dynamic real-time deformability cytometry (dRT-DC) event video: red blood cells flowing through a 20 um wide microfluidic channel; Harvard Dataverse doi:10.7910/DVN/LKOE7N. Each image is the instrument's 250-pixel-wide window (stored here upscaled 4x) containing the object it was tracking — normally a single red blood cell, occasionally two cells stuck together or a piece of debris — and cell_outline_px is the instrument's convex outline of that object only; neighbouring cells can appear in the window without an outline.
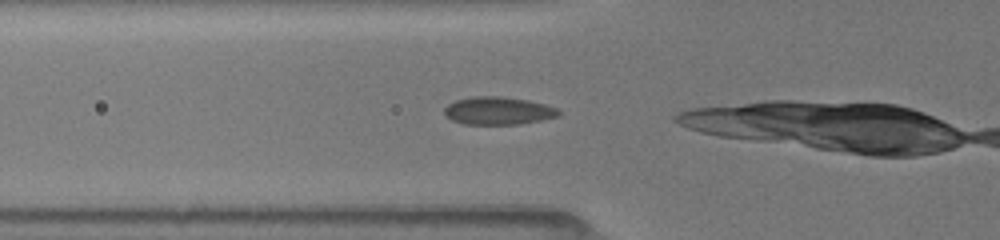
{"species": "common noctule bat (a hibernating species)", "species_latin": "Nyctalus noctula", "temperature_condition": "room temperature", "stored_images_in_passage": 3, "camera_frame_rate_fps": 3000, "um_per_image_px": 0.085, "animal": {"sex": "female", "body_mass_g": 19.5, "forearm_length_mm": 54.1}, "frame": {"image": 1, "passage_image": 2, "time_ms": 0.333, "image_size_px": [1000, 240], "cell_outline_px": [[560, 116], [520, 124], [464, 124], [452, 120], [444, 116], [444, 108], [448, 104], [456, 100], [472, 96], [500, 96], [528, 100], [544, 104], [556, 108], [560, 112]], "centroid_in_image_um": [42.32, 9.41], "position_along_channel_um": 83.5, "area_um2": 18.55}}